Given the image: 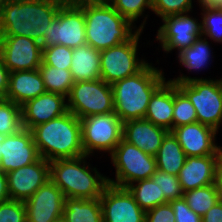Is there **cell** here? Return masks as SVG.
Listing matches in <instances>:
<instances>
[{
  "label": "cell",
  "mask_w": 222,
  "mask_h": 222,
  "mask_svg": "<svg viewBox=\"0 0 222 222\" xmlns=\"http://www.w3.org/2000/svg\"><path fill=\"white\" fill-rule=\"evenodd\" d=\"M61 6L59 0H8L0 10V36H23L41 43Z\"/></svg>",
  "instance_id": "6da1fadb"
},
{
  "label": "cell",
  "mask_w": 222,
  "mask_h": 222,
  "mask_svg": "<svg viewBox=\"0 0 222 222\" xmlns=\"http://www.w3.org/2000/svg\"><path fill=\"white\" fill-rule=\"evenodd\" d=\"M31 132L40 157L49 162L85 155L80 119L70 111L33 127Z\"/></svg>",
  "instance_id": "7a4b0ae2"
},
{
  "label": "cell",
  "mask_w": 222,
  "mask_h": 222,
  "mask_svg": "<svg viewBox=\"0 0 222 222\" xmlns=\"http://www.w3.org/2000/svg\"><path fill=\"white\" fill-rule=\"evenodd\" d=\"M166 81L162 69L148 63L135 75L112 84L114 112L122 122L145 117L153 93Z\"/></svg>",
  "instance_id": "3957f363"
},
{
  "label": "cell",
  "mask_w": 222,
  "mask_h": 222,
  "mask_svg": "<svg viewBox=\"0 0 222 222\" xmlns=\"http://www.w3.org/2000/svg\"><path fill=\"white\" fill-rule=\"evenodd\" d=\"M88 157L83 155L49 162L50 180L61 189L65 198H100L109 184L108 177L96 167H89L91 164L87 165Z\"/></svg>",
  "instance_id": "277c9868"
},
{
  "label": "cell",
  "mask_w": 222,
  "mask_h": 222,
  "mask_svg": "<svg viewBox=\"0 0 222 222\" xmlns=\"http://www.w3.org/2000/svg\"><path fill=\"white\" fill-rule=\"evenodd\" d=\"M85 17L86 43L98 51L106 50L130 40L146 25L148 15L136 29L107 1L100 5L81 8ZM135 29V30H134Z\"/></svg>",
  "instance_id": "5b68a950"
},
{
  "label": "cell",
  "mask_w": 222,
  "mask_h": 222,
  "mask_svg": "<svg viewBox=\"0 0 222 222\" xmlns=\"http://www.w3.org/2000/svg\"><path fill=\"white\" fill-rule=\"evenodd\" d=\"M187 96L197 113V122L219 130L222 125V78H197L181 74L169 79Z\"/></svg>",
  "instance_id": "8992f818"
},
{
  "label": "cell",
  "mask_w": 222,
  "mask_h": 222,
  "mask_svg": "<svg viewBox=\"0 0 222 222\" xmlns=\"http://www.w3.org/2000/svg\"><path fill=\"white\" fill-rule=\"evenodd\" d=\"M111 162L116 169V180L108 178L109 184L127 187L128 185L151 178L157 171L156 158L128 143L123 138L110 154Z\"/></svg>",
  "instance_id": "52a82bcc"
},
{
  "label": "cell",
  "mask_w": 222,
  "mask_h": 222,
  "mask_svg": "<svg viewBox=\"0 0 222 222\" xmlns=\"http://www.w3.org/2000/svg\"><path fill=\"white\" fill-rule=\"evenodd\" d=\"M67 109L79 119L113 113L112 86L102 79L74 82L67 97Z\"/></svg>",
  "instance_id": "ba28073f"
},
{
  "label": "cell",
  "mask_w": 222,
  "mask_h": 222,
  "mask_svg": "<svg viewBox=\"0 0 222 222\" xmlns=\"http://www.w3.org/2000/svg\"><path fill=\"white\" fill-rule=\"evenodd\" d=\"M143 30H139L130 40L100 51L101 79L112 85L141 71L148 62L137 55L138 41Z\"/></svg>",
  "instance_id": "9c48e42d"
},
{
  "label": "cell",
  "mask_w": 222,
  "mask_h": 222,
  "mask_svg": "<svg viewBox=\"0 0 222 222\" xmlns=\"http://www.w3.org/2000/svg\"><path fill=\"white\" fill-rule=\"evenodd\" d=\"M84 154L94 151L111 154L123 138V122L113 113L92 115L80 119Z\"/></svg>",
  "instance_id": "30bf717a"
},
{
  "label": "cell",
  "mask_w": 222,
  "mask_h": 222,
  "mask_svg": "<svg viewBox=\"0 0 222 222\" xmlns=\"http://www.w3.org/2000/svg\"><path fill=\"white\" fill-rule=\"evenodd\" d=\"M47 28V34L40 43L42 49L58 44L69 48L86 44L85 17L82 9L61 6L56 18Z\"/></svg>",
  "instance_id": "8fae6325"
},
{
  "label": "cell",
  "mask_w": 222,
  "mask_h": 222,
  "mask_svg": "<svg viewBox=\"0 0 222 222\" xmlns=\"http://www.w3.org/2000/svg\"><path fill=\"white\" fill-rule=\"evenodd\" d=\"M197 20L188 13L162 19L163 24L157 30L156 41H159L165 53L177 49L178 54L202 36L201 23Z\"/></svg>",
  "instance_id": "7c38bea8"
},
{
  "label": "cell",
  "mask_w": 222,
  "mask_h": 222,
  "mask_svg": "<svg viewBox=\"0 0 222 222\" xmlns=\"http://www.w3.org/2000/svg\"><path fill=\"white\" fill-rule=\"evenodd\" d=\"M0 53L10 72L35 70L42 63L40 43L28 37L0 36Z\"/></svg>",
  "instance_id": "4fadbf2b"
},
{
  "label": "cell",
  "mask_w": 222,
  "mask_h": 222,
  "mask_svg": "<svg viewBox=\"0 0 222 222\" xmlns=\"http://www.w3.org/2000/svg\"><path fill=\"white\" fill-rule=\"evenodd\" d=\"M100 203L103 222H145V211L125 187L108 184Z\"/></svg>",
  "instance_id": "5bb4252c"
},
{
  "label": "cell",
  "mask_w": 222,
  "mask_h": 222,
  "mask_svg": "<svg viewBox=\"0 0 222 222\" xmlns=\"http://www.w3.org/2000/svg\"><path fill=\"white\" fill-rule=\"evenodd\" d=\"M24 203L27 222H58L62 220L65 196L51 180L43 184Z\"/></svg>",
  "instance_id": "9a60e30c"
},
{
  "label": "cell",
  "mask_w": 222,
  "mask_h": 222,
  "mask_svg": "<svg viewBox=\"0 0 222 222\" xmlns=\"http://www.w3.org/2000/svg\"><path fill=\"white\" fill-rule=\"evenodd\" d=\"M6 174L10 199L25 202L50 180L49 161L40 157L36 162Z\"/></svg>",
  "instance_id": "2e32d148"
},
{
  "label": "cell",
  "mask_w": 222,
  "mask_h": 222,
  "mask_svg": "<svg viewBox=\"0 0 222 222\" xmlns=\"http://www.w3.org/2000/svg\"><path fill=\"white\" fill-rule=\"evenodd\" d=\"M40 158L31 130L22 128L19 132L3 137L0 170L8 173L30 165Z\"/></svg>",
  "instance_id": "e0dca14e"
},
{
  "label": "cell",
  "mask_w": 222,
  "mask_h": 222,
  "mask_svg": "<svg viewBox=\"0 0 222 222\" xmlns=\"http://www.w3.org/2000/svg\"><path fill=\"white\" fill-rule=\"evenodd\" d=\"M171 132L177 138L187 157L217 155L218 144L215 143V140L218 131L214 128L196 122L179 126Z\"/></svg>",
  "instance_id": "ac0fdd59"
},
{
  "label": "cell",
  "mask_w": 222,
  "mask_h": 222,
  "mask_svg": "<svg viewBox=\"0 0 222 222\" xmlns=\"http://www.w3.org/2000/svg\"><path fill=\"white\" fill-rule=\"evenodd\" d=\"M67 111V97L58 93L45 92L21 106L23 128L31 130Z\"/></svg>",
  "instance_id": "d6986e66"
},
{
  "label": "cell",
  "mask_w": 222,
  "mask_h": 222,
  "mask_svg": "<svg viewBox=\"0 0 222 222\" xmlns=\"http://www.w3.org/2000/svg\"><path fill=\"white\" fill-rule=\"evenodd\" d=\"M168 132L144 118L123 122V139L154 157Z\"/></svg>",
  "instance_id": "ffe728a7"
},
{
  "label": "cell",
  "mask_w": 222,
  "mask_h": 222,
  "mask_svg": "<svg viewBox=\"0 0 222 222\" xmlns=\"http://www.w3.org/2000/svg\"><path fill=\"white\" fill-rule=\"evenodd\" d=\"M217 166V155L187 157L178 174L183 192L214 184Z\"/></svg>",
  "instance_id": "44dd1931"
},
{
  "label": "cell",
  "mask_w": 222,
  "mask_h": 222,
  "mask_svg": "<svg viewBox=\"0 0 222 222\" xmlns=\"http://www.w3.org/2000/svg\"><path fill=\"white\" fill-rule=\"evenodd\" d=\"M45 92L47 91L44 81L38 69L9 73L8 90L5 99L22 106L27 101Z\"/></svg>",
  "instance_id": "7402d4cb"
},
{
  "label": "cell",
  "mask_w": 222,
  "mask_h": 222,
  "mask_svg": "<svg viewBox=\"0 0 222 222\" xmlns=\"http://www.w3.org/2000/svg\"><path fill=\"white\" fill-rule=\"evenodd\" d=\"M173 111L174 82L167 80L151 96L144 119L171 132Z\"/></svg>",
  "instance_id": "603a6c76"
},
{
  "label": "cell",
  "mask_w": 222,
  "mask_h": 222,
  "mask_svg": "<svg viewBox=\"0 0 222 222\" xmlns=\"http://www.w3.org/2000/svg\"><path fill=\"white\" fill-rule=\"evenodd\" d=\"M70 71L74 82L101 79L100 51L87 43L73 48Z\"/></svg>",
  "instance_id": "cb8c5ba5"
},
{
  "label": "cell",
  "mask_w": 222,
  "mask_h": 222,
  "mask_svg": "<svg viewBox=\"0 0 222 222\" xmlns=\"http://www.w3.org/2000/svg\"><path fill=\"white\" fill-rule=\"evenodd\" d=\"M155 158L158 170L178 176L187 156L177 138L169 131L163 138Z\"/></svg>",
  "instance_id": "d4e9b609"
},
{
  "label": "cell",
  "mask_w": 222,
  "mask_h": 222,
  "mask_svg": "<svg viewBox=\"0 0 222 222\" xmlns=\"http://www.w3.org/2000/svg\"><path fill=\"white\" fill-rule=\"evenodd\" d=\"M63 222H103L100 198H65Z\"/></svg>",
  "instance_id": "484cf974"
},
{
  "label": "cell",
  "mask_w": 222,
  "mask_h": 222,
  "mask_svg": "<svg viewBox=\"0 0 222 222\" xmlns=\"http://www.w3.org/2000/svg\"><path fill=\"white\" fill-rule=\"evenodd\" d=\"M207 39L201 36L190 47L179 52L177 58L180 65L190 72L192 70L201 71L203 68L205 69L210 59L212 61L213 58V55H211V45H209Z\"/></svg>",
  "instance_id": "4316f807"
},
{
  "label": "cell",
  "mask_w": 222,
  "mask_h": 222,
  "mask_svg": "<svg viewBox=\"0 0 222 222\" xmlns=\"http://www.w3.org/2000/svg\"><path fill=\"white\" fill-rule=\"evenodd\" d=\"M134 183L128 185L126 188L145 212L158 205L167 203L164 195H160L158 183L154 182L152 178L139 180Z\"/></svg>",
  "instance_id": "83f0119b"
},
{
  "label": "cell",
  "mask_w": 222,
  "mask_h": 222,
  "mask_svg": "<svg viewBox=\"0 0 222 222\" xmlns=\"http://www.w3.org/2000/svg\"><path fill=\"white\" fill-rule=\"evenodd\" d=\"M38 70L41 73L47 92L62 94L65 97L69 96L74 84L70 69L41 65Z\"/></svg>",
  "instance_id": "f1b7e54d"
},
{
  "label": "cell",
  "mask_w": 222,
  "mask_h": 222,
  "mask_svg": "<svg viewBox=\"0 0 222 222\" xmlns=\"http://www.w3.org/2000/svg\"><path fill=\"white\" fill-rule=\"evenodd\" d=\"M183 198L190 209L201 217L220 200L215 183L186 191Z\"/></svg>",
  "instance_id": "f546056e"
},
{
  "label": "cell",
  "mask_w": 222,
  "mask_h": 222,
  "mask_svg": "<svg viewBox=\"0 0 222 222\" xmlns=\"http://www.w3.org/2000/svg\"><path fill=\"white\" fill-rule=\"evenodd\" d=\"M23 128L21 106L0 99V136L12 135Z\"/></svg>",
  "instance_id": "4dcf8cb0"
},
{
  "label": "cell",
  "mask_w": 222,
  "mask_h": 222,
  "mask_svg": "<svg viewBox=\"0 0 222 222\" xmlns=\"http://www.w3.org/2000/svg\"><path fill=\"white\" fill-rule=\"evenodd\" d=\"M200 8L203 11L200 21L202 36L209 37L215 43H222V8L218 6H200Z\"/></svg>",
  "instance_id": "1f68e13d"
},
{
  "label": "cell",
  "mask_w": 222,
  "mask_h": 222,
  "mask_svg": "<svg viewBox=\"0 0 222 222\" xmlns=\"http://www.w3.org/2000/svg\"><path fill=\"white\" fill-rule=\"evenodd\" d=\"M197 122V113L187 96L174 83L173 129Z\"/></svg>",
  "instance_id": "d6a6232c"
},
{
  "label": "cell",
  "mask_w": 222,
  "mask_h": 222,
  "mask_svg": "<svg viewBox=\"0 0 222 222\" xmlns=\"http://www.w3.org/2000/svg\"><path fill=\"white\" fill-rule=\"evenodd\" d=\"M111 6L132 24L143 17L144 11H152V0H108Z\"/></svg>",
  "instance_id": "836d02e7"
},
{
  "label": "cell",
  "mask_w": 222,
  "mask_h": 222,
  "mask_svg": "<svg viewBox=\"0 0 222 222\" xmlns=\"http://www.w3.org/2000/svg\"><path fill=\"white\" fill-rule=\"evenodd\" d=\"M73 48L64 45H53L42 49L41 65H50L60 69H70Z\"/></svg>",
  "instance_id": "e575fe53"
},
{
  "label": "cell",
  "mask_w": 222,
  "mask_h": 222,
  "mask_svg": "<svg viewBox=\"0 0 222 222\" xmlns=\"http://www.w3.org/2000/svg\"><path fill=\"white\" fill-rule=\"evenodd\" d=\"M151 178L154 182L158 183L160 195H164L167 203L183 197L184 192L178 176L168 174L157 169Z\"/></svg>",
  "instance_id": "d590c367"
},
{
  "label": "cell",
  "mask_w": 222,
  "mask_h": 222,
  "mask_svg": "<svg viewBox=\"0 0 222 222\" xmlns=\"http://www.w3.org/2000/svg\"><path fill=\"white\" fill-rule=\"evenodd\" d=\"M192 0H152V11L162 19L177 14L190 13Z\"/></svg>",
  "instance_id": "8d00e7d4"
},
{
  "label": "cell",
  "mask_w": 222,
  "mask_h": 222,
  "mask_svg": "<svg viewBox=\"0 0 222 222\" xmlns=\"http://www.w3.org/2000/svg\"><path fill=\"white\" fill-rule=\"evenodd\" d=\"M0 222H27L25 203L11 199L1 202Z\"/></svg>",
  "instance_id": "74e56055"
},
{
  "label": "cell",
  "mask_w": 222,
  "mask_h": 222,
  "mask_svg": "<svg viewBox=\"0 0 222 222\" xmlns=\"http://www.w3.org/2000/svg\"><path fill=\"white\" fill-rule=\"evenodd\" d=\"M169 203L173 208L176 222H202V217L190 209L183 197Z\"/></svg>",
  "instance_id": "f35d334b"
},
{
  "label": "cell",
  "mask_w": 222,
  "mask_h": 222,
  "mask_svg": "<svg viewBox=\"0 0 222 222\" xmlns=\"http://www.w3.org/2000/svg\"><path fill=\"white\" fill-rule=\"evenodd\" d=\"M145 222H176L170 203L158 205L146 211Z\"/></svg>",
  "instance_id": "ab89813d"
},
{
  "label": "cell",
  "mask_w": 222,
  "mask_h": 222,
  "mask_svg": "<svg viewBox=\"0 0 222 222\" xmlns=\"http://www.w3.org/2000/svg\"><path fill=\"white\" fill-rule=\"evenodd\" d=\"M9 73L10 71L7 69L4 59L0 53V99L6 98L9 83Z\"/></svg>",
  "instance_id": "60d3db41"
},
{
  "label": "cell",
  "mask_w": 222,
  "mask_h": 222,
  "mask_svg": "<svg viewBox=\"0 0 222 222\" xmlns=\"http://www.w3.org/2000/svg\"><path fill=\"white\" fill-rule=\"evenodd\" d=\"M202 222H222L221 199L202 216Z\"/></svg>",
  "instance_id": "b9f144b4"
},
{
  "label": "cell",
  "mask_w": 222,
  "mask_h": 222,
  "mask_svg": "<svg viewBox=\"0 0 222 222\" xmlns=\"http://www.w3.org/2000/svg\"><path fill=\"white\" fill-rule=\"evenodd\" d=\"M62 6L69 8H84L87 6L100 5L108 0H59Z\"/></svg>",
  "instance_id": "7bdbcfd3"
},
{
  "label": "cell",
  "mask_w": 222,
  "mask_h": 222,
  "mask_svg": "<svg viewBox=\"0 0 222 222\" xmlns=\"http://www.w3.org/2000/svg\"><path fill=\"white\" fill-rule=\"evenodd\" d=\"M10 200L8 192L7 174L0 170V203Z\"/></svg>",
  "instance_id": "ee69618b"
},
{
  "label": "cell",
  "mask_w": 222,
  "mask_h": 222,
  "mask_svg": "<svg viewBox=\"0 0 222 222\" xmlns=\"http://www.w3.org/2000/svg\"><path fill=\"white\" fill-rule=\"evenodd\" d=\"M215 184H216L220 199L222 200V169L219 166H217V169H216Z\"/></svg>",
  "instance_id": "f6af8a7d"
},
{
  "label": "cell",
  "mask_w": 222,
  "mask_h": 222,
  "mask_svg": "<svg viewBox=\"0 0 222 222\" xmlns=\"http://www.w3.org/2000/svg\"><path fill=\"white\" fill-rule=\"evenodd\" d=\"M196 2L199 3V5L202 6H215L219 0H197Z\"/></svg>",
  "instance_id": "bcb514c9"
},
{
  "label": "cell",
  "mask_w": 222,
  "mask_h": 222,
  "mask_svg": "<svg viewBox=\"0 0 222 222\" xmlns=\"http://www.w3.org/2000/svg\"><path fill=\"white\" fill-rule=\"evenodd\" d=\"M217 159H218V166L222 169V147L217 146Z\"/></svg>",
  "instance_id": "7dc6e473"
},
{
  "label": "cell",
  "mask_w": 222,
  "mask_h": 222,
  "mask_svg": "<svg viewBox=\"0 0 222 222\" xmlns=\"http://www.w3.org/2000/svg\"><path fill=\"white\" fill-rule=\"evenodd\" d=\"M2 141H3V136H0V167H1V149H2Z\"/></svg>",
  "instance_id": "c3c4849f"
},
{
  "label": "cell",
  "mask_w": 222,
  "mask_h": 222,
  "mask_svg": "<svg viewBox=\"0 0 222 222\" xmlns=\"http://www.w3.org/2000/svg\"><path fill=\"white\" fill-rule=\"evenodd\" d=\"M8 0H0V10L2 9L3 5L7 2Z\"/></svg>",
  "instance_id": "681fc988"
},
{
  "label": "cell",
  "mask_w": 222,
  "mask_h": 222,
  "mask_svg": "<svg viewBox=\"0 0 222 222\" xmlns=\"http://www.w3.org/2000/svg\"><path fill=\"white\" fill-rule=\"evenodd\" d=\"M215 6H218L219 8H222V0H219V2Z\"/></svg>",
  "instance_id": "f907efd6"
}]
</instances>
